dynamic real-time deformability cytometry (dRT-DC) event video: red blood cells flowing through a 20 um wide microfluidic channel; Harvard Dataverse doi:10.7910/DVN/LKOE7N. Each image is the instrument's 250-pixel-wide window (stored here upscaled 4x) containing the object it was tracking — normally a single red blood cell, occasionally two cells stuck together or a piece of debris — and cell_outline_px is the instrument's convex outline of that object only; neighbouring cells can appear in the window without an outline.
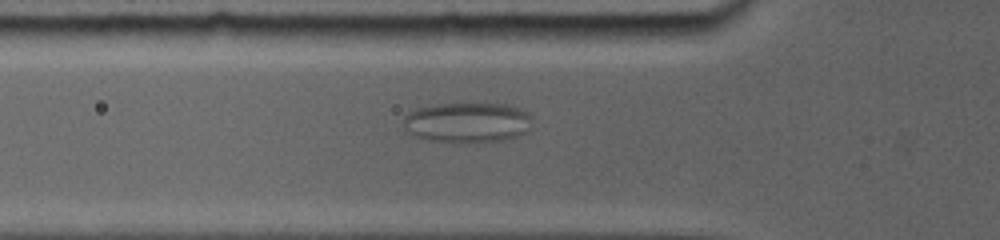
{"species": "common noctule bat (a hibernating species)", "species_latin": "Nyctalus noctula", "temperature_condition": "room temperature", "stored_images_in_passage": 13, "camera_frame_rate_fps": 5000, "um_per_image_px": 0.085, "animal": {"sex": "female", "body_mass_g": 19.0, "forearm_length_mm": 56.7}, "frame": {"image": 1, "passage_image": 8, "time_ms": 4.4, "image_size_px": [1000, 240], "cell_outline_px": [[528, 116], [516, 132], [512, 136], [492, 140], [432, 140], [420, 136], [412, 132], [404, 120], [404, 116], [408, 112], [416, 108], [436, 104], [484, 100], [508, 104], [524, 112]], "centroid_in_image_um": [39.58, 10.27], "position_along_channel_um": 86.2, "area_um2": 28.44}}
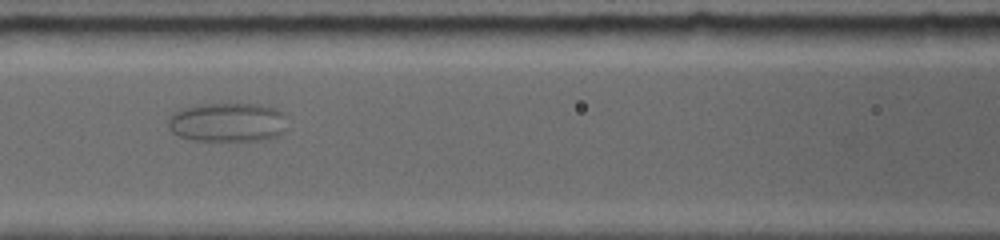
{"frame": {"image": 2, "passage_image": 11, "time_ms": 6.2, "image_size_px": [1000, 240], "cell_outline_px": [[280, 112], [276, 132], [268, 136], [236, 140], [200, 140], [180, 136], [172, 132], [168, 124], [168, 120], [176, 112], [184, 108], [200, 104], [256, 104], [276, 108]], "centroid_in_image_um": [19.12, 10.35], "position_along_channel_um": 147.5, "area_um2": 25.09}}